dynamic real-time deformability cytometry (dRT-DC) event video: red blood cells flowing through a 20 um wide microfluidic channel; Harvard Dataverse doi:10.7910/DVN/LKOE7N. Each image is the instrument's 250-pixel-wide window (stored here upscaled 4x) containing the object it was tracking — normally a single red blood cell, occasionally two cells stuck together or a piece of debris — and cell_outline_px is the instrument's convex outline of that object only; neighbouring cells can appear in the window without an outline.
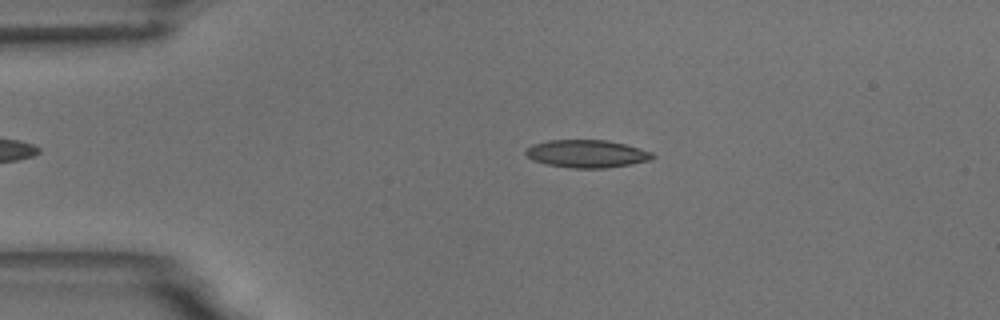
{"species": "common noctule bat (a hibernating species)", "species_latin": "Nyctalus noctula", "temperature_condition": "room temperature", "stored_images_in_passage": 48, "camera_frame_rate_fps": 3000, "um_per_image_px": 0.085, "animal": {"sex": "male", "body_mass_g": 18.8}, "frame": {"image": 1, "passage_image": 11, "time_ms": 3.333, "image_size_px": [1000, 320], "cell_outline_px": [[656, 156], [652, 160], [632, 164], [604, 168], [572, 168], [544, 164], [532, 160], [524, 152], [532, 144], [548, 140], [604, 140], [624, 144], [640, 148], [652, 152]], "centroid_in_image_um": [49.89, 13.07], "position_along_channel_um": 35.1, "area_um2": 20.58}}
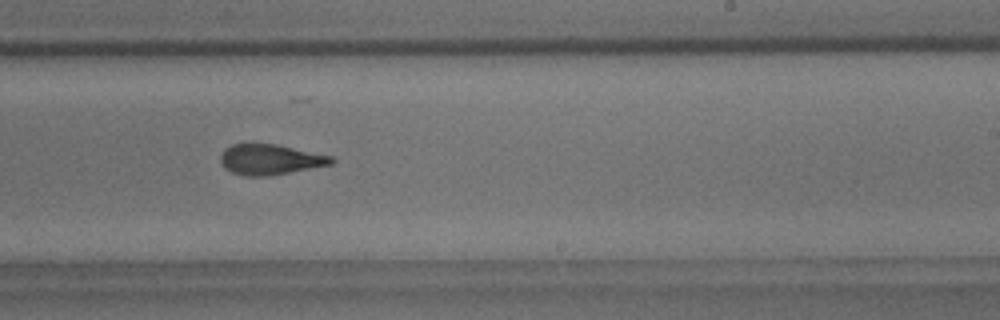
{"frame": {"image": 2, "passage_image": 33, "time_ms": 10.667, "image_size_px": [1000, 320], "cell_outline_px": [[336, 160], [332, 164], [288, 172], [264, 176], [244, 176], [232, 172], [224, 168], [220, 164], [220, 156], [224, 148], [232, 144], [244, 140], [248, 140], [276, 144], [332, 156]], "centroid_in_image_um": [22.87, 13.5], "position_along_channel_um": 266.1, "area_um2": 20.23}}
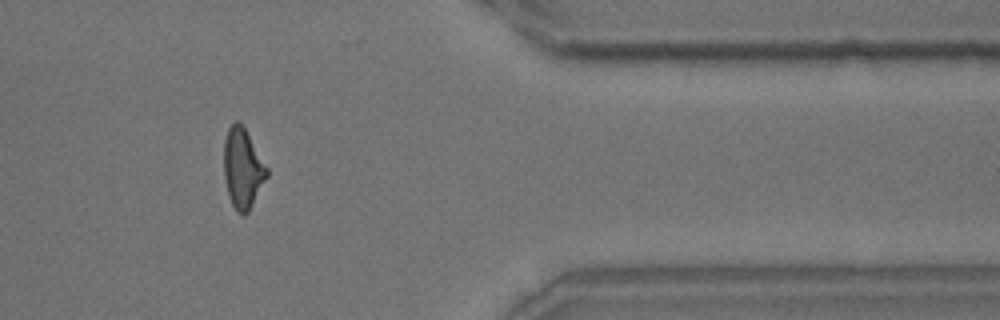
{"frame": {"image": 3, "passage_image": 45, "time_ms": 14.667, "image_size_px": [1000, 320], "cell_outline_px": [[268, 176], [248, 212], [244, 216], [236, 212], [228, 196], [224, 176], [224, 140], [228, 128], [236, 120], [240, 120], [268, 168]], "centroid_in_image_um": [20.62, 14.31], "position_along_channel_um": 390.8, "area_um2": 20.11}, "authors_computed_cell_mechanics": {"area_um2": 20.23, "velocity_mm_per_s": 3.6564, "shape_relaxation_time_tau1_ms": 6.2031, "shape_relaxation_time_tau2_ms": 2.2458, "deformation_change_tau1": 0.1654, "deformation_change_tau2": 0.1031}}